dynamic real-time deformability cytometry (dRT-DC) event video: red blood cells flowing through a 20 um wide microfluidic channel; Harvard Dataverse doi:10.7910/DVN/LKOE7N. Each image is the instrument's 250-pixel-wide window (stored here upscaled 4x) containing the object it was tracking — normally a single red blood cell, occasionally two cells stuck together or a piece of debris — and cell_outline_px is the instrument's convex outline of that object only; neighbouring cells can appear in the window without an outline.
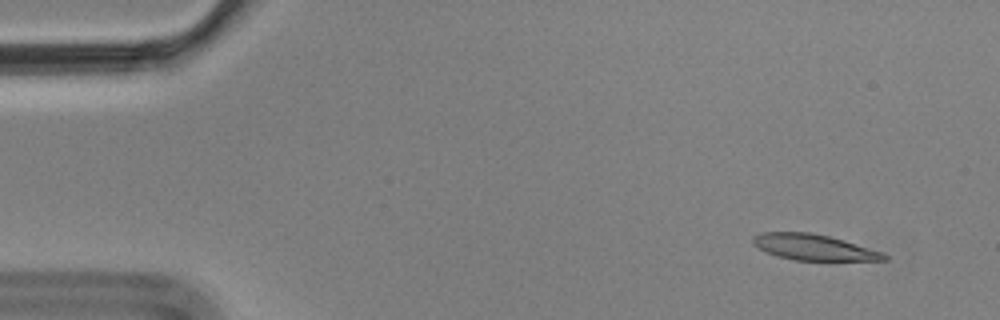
{"species": "Egyptian fruit bat (a non-hibernating species)", "species_latin": "Rousettus aegyptiacus", "temperature_condition": "cold", "stored_images_in_passage": 6, "camera_frame_rate_fps": 3000, "um_per_image_px": 0.085, "animal": {"sex": "male"}, "frame": {"image": 1, "passage_image": 2, "time_ms": 0.333, "image_size_px": [1000, 320], "cell_outline_px": [[888, 260], [796, 260], [776, 256], [764, 252], [752, 244], [752, 236], [760, 232], [812, 232], [844, 240], [884, 252], [888, 256]], "centroid_in_image_um": [69.13, 21.01], "position_along_channel_um": 15.9, "area_um2": 19.94}}
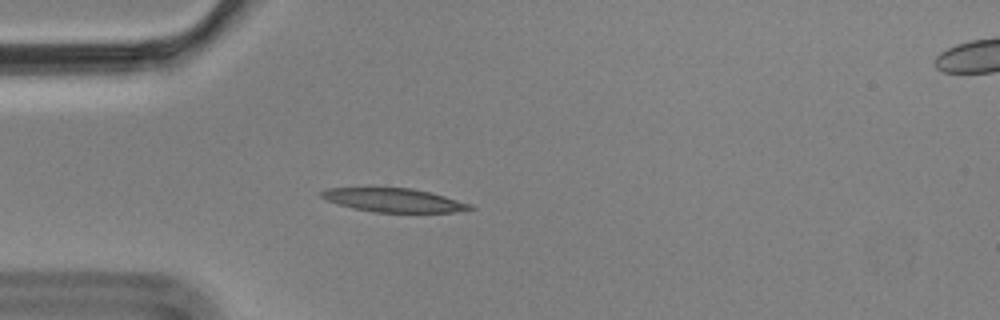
{"frame": {"image": 2, "passage_image": 5, "time_ms": 1.333, "image_size_px": [1000, 320], "cell_outline_px": [[476, 208], [452, 212], [372, 212], [352, 208], [328, 200], [320, 196], [320, 192], [328, 188], [412, 188], [444, 196], [472, 204]], "centroid_in_image_um": [33.48, 17.02], "position_along_channel_um": 51.5, "area_um2": 20.23}}